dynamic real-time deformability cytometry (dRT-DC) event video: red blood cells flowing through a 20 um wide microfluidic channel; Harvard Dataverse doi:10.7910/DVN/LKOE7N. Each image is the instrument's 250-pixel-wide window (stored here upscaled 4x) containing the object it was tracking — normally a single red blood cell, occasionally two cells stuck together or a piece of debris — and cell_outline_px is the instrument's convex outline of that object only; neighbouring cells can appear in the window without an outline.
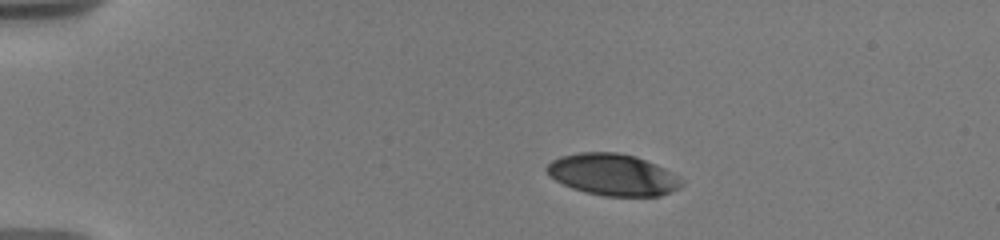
{"species": "human", "species_latin": "Homo sapiens", "temperature_condition": "warm", "stored_images_in_passage": 38, "camera_frame_rate_fps": 3000, "um_per_image_px": 0.085, "donor": {"sex": "male"}, "frame": {"image": 1, "passage_image": 1, "time_ms": 0.0, "image_size_px": [1000, 240], "cell_outline_px": [[684, 184], [680, 188], [660, 196], [604, 196], [584, 192], [572, 188], [556, 180], [544, 168], [552, 160], [560, 156], [580, 152], [616, 152], [636, 156], [656, 164], [680, 176], [684, 180]], "centroid_in_image_um": [52.13, 14.85], "position_along_channel_um": 32.9, "area_um2": 32.89}}
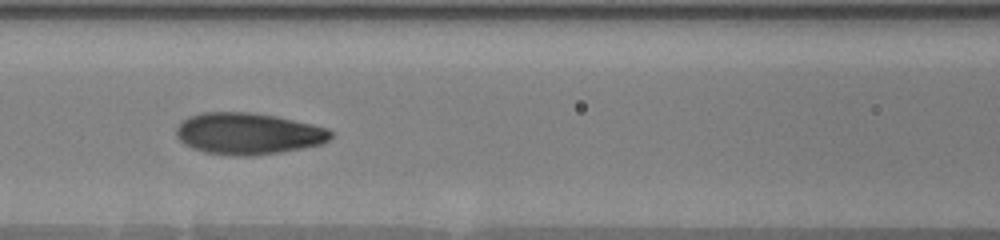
{"frame": {"image": 2, "passage_image": 15, "time_ms": 5.0, "image_size_px": [1000, 240], "cell_outline_px": [[332, 136], [328, 140], [320, 144], [280, 152], [252, 156], [236, 156], [204, 152], [192, 148], [184, 144], [176, 136], [176, 128], [188, 116], [200, 112], [252, 112], [276, 116], [312, 124], [328, 128], [332, 132]], "centroid_in_image_um": [21.07, 11.35], "position_along_channel_um": 145.5, "area_um2": 37.45}}
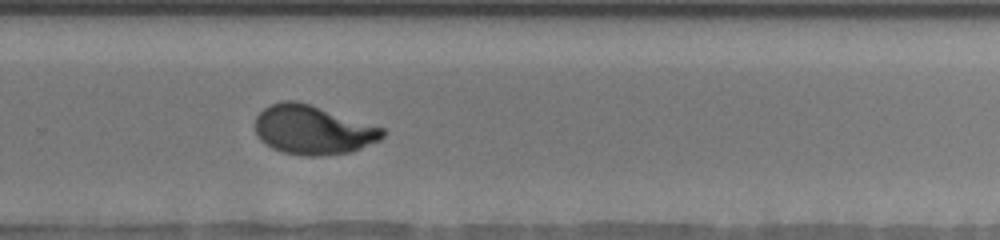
{"frame": {"image": 3, "passage_image": 25, "time_ms": 9.333, "image_size_px": [1000, 240], "cell_outline_px": [[388, 132], [380, 140], [352, 152], [320, 156], [304, 156], [284, 152], [272, 148], [260, 140], [256, 136], [256, 116], [264, 108], [280, 100], [296, 100], [384, 128]], "centroid_in_image_um": [26.6, 11.05], "position_along_channel_um": 303.2, "area_um2": 36.47}, "authors_computed_cell_mechanics": {"area_um2": 36.4429, "velocity_mm_per_s": 3.6516, "shape_relaxation_time_tau1_ms": 3.7946, "shape_relaxation_time_tau2_ms": 0.8049, "deformation_change_tau1": 0.2019, "deformation_change_tau2": 0.0582}}